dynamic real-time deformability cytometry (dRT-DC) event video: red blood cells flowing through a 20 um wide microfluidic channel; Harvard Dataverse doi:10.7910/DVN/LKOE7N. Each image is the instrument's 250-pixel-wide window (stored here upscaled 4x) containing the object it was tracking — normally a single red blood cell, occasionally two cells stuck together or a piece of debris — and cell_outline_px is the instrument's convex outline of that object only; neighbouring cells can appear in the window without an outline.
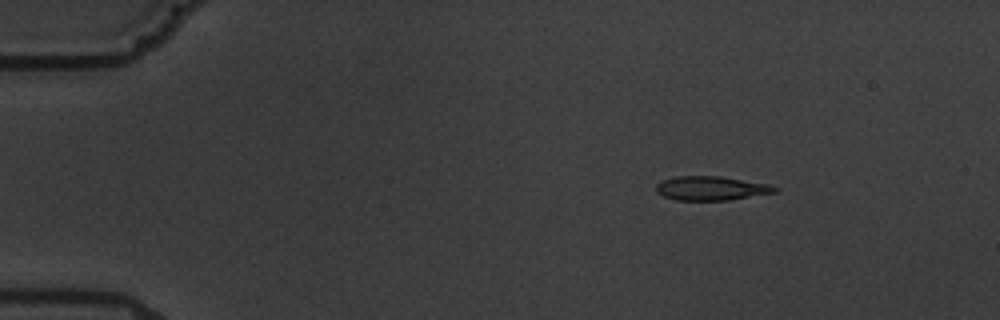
{"species": "common noctule bat (a hibernating species)", "species_latin": "Nyctalus noctula", "temperature_condition": "warm", "stored_images_in_passage": 7, "camera_frame_rate_fps": 3000, "um_per_image_px": 0.085, "animal": {"sex": "male", "body_mass_g": 19.5, "forearm_length_mm": 54.6}, "frame": {"image": 1, "passage_image": 2, "time_ms": 2.0, "image_size_px": [1000, 320], "cell_outline_px": [[780, 188], [776, 192], [728, 200], [676, 200], [664, 196], [656, 192], [656, 184], [660, 180], [676, 176], [720, 176], [768, 184]], "centroid_in_image_um": [60.42, 16.0], "position_along_channel_um": 24.6, "area_um2": 16.65}}
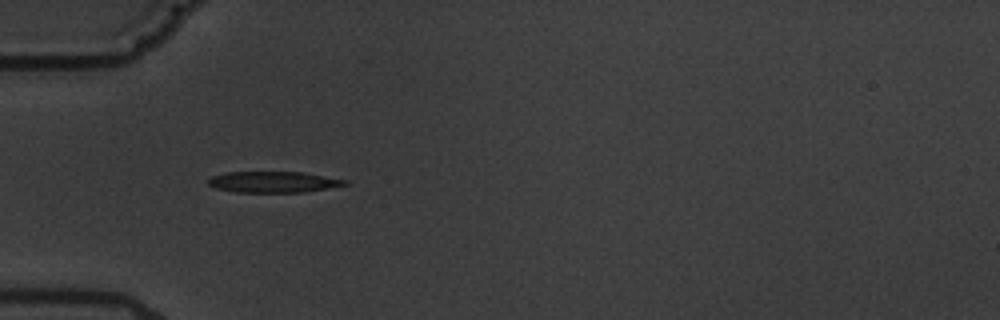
{"frame": {"image": 2, "passage_image": 5, "time_ms": 5.333, "image_size_px": [1000, 320], "cell_outline_px": [[348, 184], [328, 188], [304, 192], [236, 192], [216, 188], [208, 184], [208, 180], [212, 176], [228, 172], [304, 172], [348, 180]], "centroid_in_image_um": [23.26, 15.46], "position_along_channel_um": 61.7, "area_um2": 16.7}}
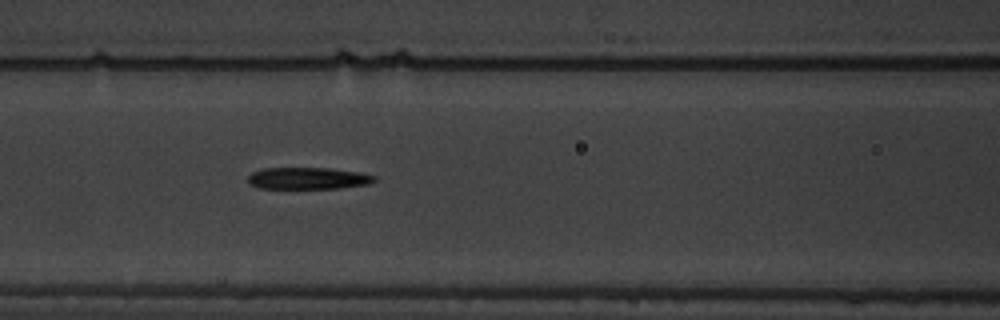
{"frame": {"image": 3, "passage_image": 7, "time_ms": 7.667, "image_size_px": [1000, 320], "cell_outline_px": [[376, 180], [368, 184], [340, 188], [260, 188], [248, 184], [248, 176], [252, 172], [260, 168], [328, 168], [360, 172], [376, 176]], "centroid_in_image_um": [26.16, 15.15], "position_along_channel_um": 140.4, "area_um2": 16.13}}